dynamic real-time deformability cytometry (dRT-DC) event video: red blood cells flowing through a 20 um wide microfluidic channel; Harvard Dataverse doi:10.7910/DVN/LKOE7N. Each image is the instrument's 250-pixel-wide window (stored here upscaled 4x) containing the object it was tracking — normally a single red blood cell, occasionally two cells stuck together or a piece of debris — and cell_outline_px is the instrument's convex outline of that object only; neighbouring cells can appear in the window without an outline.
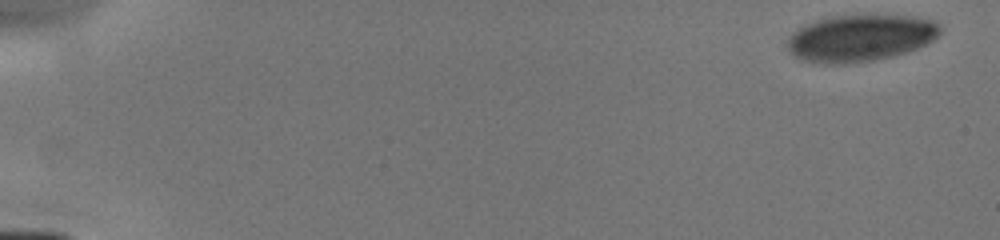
{"species": "human", "species_latin": "Homo sapiens", "temperature_condition": "cold", "stored_images_in_passage": 9, "camera_frame_rate_fps": 3000, "um_per_image_px": 0.085, "donor": {"sex": "male"}, "frame": {"image": 1, "passage_image": 1, "time_ms": 0.0, "image_size_px": [1000, 240], "cell_outline_px": [[940, 32], [932, 40], [920, 48], [896, 56], [876, 60], [844, 64], [824, 64], [800, 60], [792, 56], [788, 48], [788, 36], [792, 32], [816, 20], [832, 16], [912, 16], [932, 20], [940, 24]], "centroid_in_image_um": [73.12, 3.26], "position_along_channel_um": 11.9, "area_um2": 41.79}}
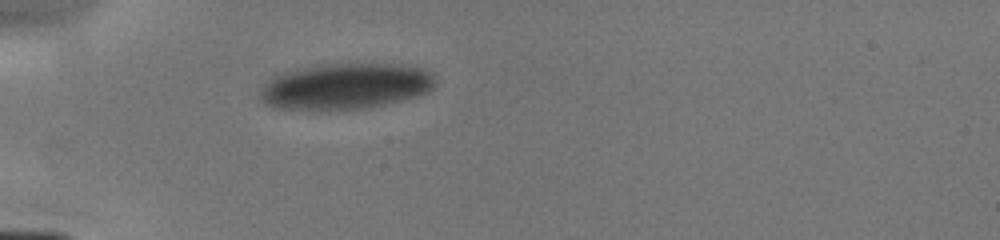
{"frame": {"image": 2, "passage_image": 6, "time_ms": 4.667, "image_size_px": [1000, 240], "cell_outline_px": [[436, 84], [428, 92], [416, 96], [384, 104], [360, 108], [328, 112], [312, 112], [276, 108], [268, 104], [260, 96], [264, 84], [276, 72], [316, 64], [392, 64], [420, 68], [432, 72], [436, 76]], "centroid_in_image_um": [29.3, 7.35], "position_along_channel_um": 55.7, "area_um2": 47.92}}
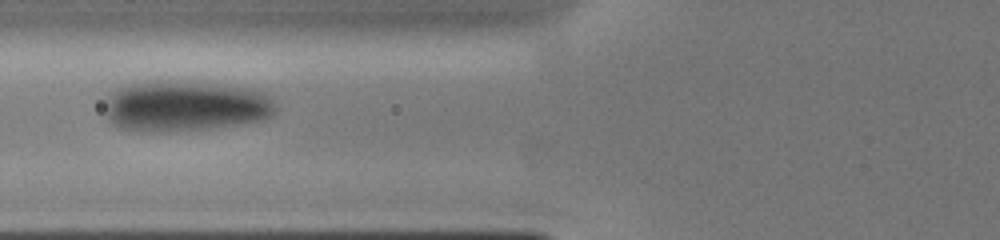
{"frame": {"image": 3, "passage_image": 8, "time_ms": 6.333, "image_size_px": [1000, 240], "cell_outline_px": [[276, 108], [272, 116], [264, 120], [208, 128], [164, 132], [160, 132], [120, 128], [112, 124], [108, 120], [104, 112], [108, 96], [116, 88], [128, 84], [144, 80], [188, 80], [252, 88], [264, 92], [272, 96]], "centroid_in_image_um": [15.74, 8.98], "position_along_channel_um": 110.1, "area_um2": 51.38}}